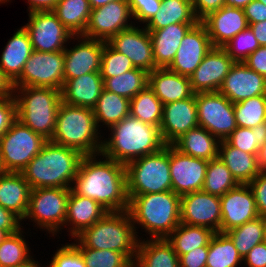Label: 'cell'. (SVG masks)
<instances>
[{
    "instance_id": "cell-32",
    "label": "cell",
    "mask_w": 266,
    "mask_h": 267,
    "mask_svg": "<svg viewBox=\"0 0 266 267\" xmlns=\"http://www.w3.org/2000/svg\"><path fill=\"white\" fill-rule=\"evenodd\" d=\"M133 267H180L179 256L167 239L138 241Z\"/></svg>"
},
{
    "instance_id": "cell-12",
    "label": "cell",
    "mask_w": 266,
    "mask_h": 267,
    "mask_svg": "<svg viewBox=\"0 0 266 267\" xmlns=\"http://www.w3.org/2000/svg\"><path fill=\"white\" fill-rule=\"evenodd\" d=\"M198 123L217 139L225 140L236 128L234 103L219 92L195 94Z\"/></svg>"
},
{
    "instance_id": "cell-33",
    "label": "cell",
    "mask_w": 266,
    "mask_h": 267,
    "mask_svg": "<svg viewBox=\"0 0 266 267\" xmlns=\"http://www.w3.org/2000/svg\"><path fill=\"white\" fill-rule=\"evenodd\" d=\"M216 138L205 128L197 126L187 131L172 145L184 154L210 161L218 157L220 140Z\"/></svg>"
},
{
    "instance_id": "cell-66",
    "label": "cell",
    "mask_w": 266,
    "mask_h": 267,
    "mask_svg": "<svg viewBox=\"0 0 266 267\" xmlns=\"http://www.w3.org/2000/svg\"><path fill=\"white\" fill-rule=\"evenodd\" d=\"M8 236V233L3 230V229H0V243Z\"/></svg>"
},
{
    "instance_id": "cell-1",
    "label": "cell",
    "mask_w": 266,
    "mask_h": 267,
    "mask_svg": "<svg viewBox=\"0 0 266 267\" xmlns=\"http://www.w3.org/2000/svg\"><path fill=\"white\" fill-rule=\"evenodd\" d=\"M96 155L83 156L72 189L89 197L108 211H127V174L124 164L109 159L97 161Z\"/></svg>"
},
{
    "instance_id": "cell-13",
    "label": "cell",
    "mask_w": 266,
    "mask_h": 267,
    "mask_svg": "<svg viewBox=\"0 0 266 267\" xmlns=\"http://www.w3.org/2000/svg\"><path fill=\"white\" fill-rule=\"evenodd\" d=\"M29 18L23 27L35 51L46 53L64 51L65 42L75 37L52 11L32 12L29 13Z\"/></svg>"
},
{
    "instance_id": "cell-6",
    "label": "cell",
    "mask_w": 266,
    "mask_h": 267,
    "mask_svg": "<svg viewBox=\"0 0 266 267\" xmlns=\"http://www.w3.org/2000/svg\"><path fill=\"white\" fill-rule=\"evenodd\" d=\"M92 108L61 102L56 127L50 141L79 151L82 155H99L102 148Z\"/></svg>"
},
{
    "instance_id": "cell-47",
    "label": "cell",
    "mask_w": 266,
    "mask_h": 267,
    "mask_svg": "<svg viewBox=\"0 0 266 267\" xmlns=\"http://www.w3.org/2000/svg\"><path fill=\"white\" fill-rule=\"evenodd\" d=\"M260 47L251 28L239 32L222 48L234 62H244L250 54Z\"/></svg>"
},
{
    "instance_id": "cell-39",
    "label": "cell",
    "mask_w": 266,
    "mask_h": 267,
    "mask_svg": "<svg viewBox=\"0 0 266 267\" xmlns=\"http://www.w3.org/2000/svg\"><path fill=\"white\" fill-rule=\"evenodd\" d=\"M242 260L232 240L225 233H214L209 241L206 267H237Z\"/></svg>"
},
{
    "instance_id": "cell-28",
    "label": "cell",
    "mask_w": 266,
    "mask_h": 267,
    "mask_svg": "<svg viewBox=\"0 0 266 267\" xmlns=\"http://www.w3.org/2000/svg\"><path fill=\"white\" fill-rule=\"evenodd\" d=\"M108 210L89 197L77 194L72 188L67 202L65 224L72 225L71 236L76 237L84 229L100 220Z\"/></svg>"
},
{
    "instance_id": "cell-69",
    "label": "cell",
    "mask_w": 266,
    "mask_h": 267,
    "mask_svg": "<svg viewBox=\"0 0 266 267\" xmlns=\"http://www.w3.org/2000/svg\"><path fill=\"white\" fill-rule=\"evenodd\" d=\"M266 6V0H258Z\"/></svg>"
},
{
    "instance_id": "cell-22",
    "label": "cell",
    "mask_w": 266,
    "mask_h": 267,
    "mask_svg": "<svg viewBox=\"0 0 266 267\" xmlns=\"http://www.w3.org/2000/svg\"><path fill=\"white\" fill-rule=\"evenodd\" d=\"M218 92L232 103L266 95V78L244 62H235Z\"/></svg>"
},
{
    "instance_id": "cell-52",
    "label": "cell",
    "mask_w": 266,
    "mask_h": 267,
    "mask_svg": "<svg viewBox=\"0 0 266 267\" xmlns=\"http://www.w3.org/2000/svg\"><path fill=\"white\" fill-rule=\"evenodd\" d=\"M16 117L15 97L0 98V137L11 127Z\"/></svg>"
},
{
    "instance_id": "cell-35",
    "label": "cell",
    "mask_w": 266,
    "mask_h": 267,
    "mask_svg": "<svg viewBox=\"0 0 266 267\" xmlns=\"http://www.w3.org/2000/svg\"><path fill=\"white\" fill-rule=\"evenodd\" d=\"M89 0H59L52 11L75 36L83 35L91 13Z\"/></svg>"
},
{
    "instance_id": "cell-57",
    "label": "cell",
    "mask_w": 266,
    "mask_h": 267,
    "mask_svg": "<svg viewBox=\"0 0 266 267\" xmlns=\"http://www.w3.org/2000/svg\"><path fill=\"white\" fill-rule=\"evenodd\" d=\"M243 10L248 24L266 20V6L258 0L251 1Z\"/></svg>"
},
{
    "instance_id": "cell-18",
    "label": "cell",
    "mask_w": 266,
    "mask_h": 267,
    "mask_svg": "<svg viewBox=\"0 0 266 267\" xmlns=\"http://www.w3.org/2000/svg\"><path fill=\"white\" fill-rule=\"evenodd\" d=\"M107 43L128 57L135 68L152 72L155 66L152 41L149 31L132 26L112 36Z\"/></svg>"
},
{
    "instance_id": "cell-64",
    "label": "cell",
    "mask_w": 266,
    "mask_h": 267,
    "mask_svg": "<svg viewBox=\"0 0 266 267\" xmlns=\"http://www.w3.org/2000/svg\"><path fill=\"white\" fill-rule=\"evenodd\" d=\"M112 1L116 0H89V4L91 6V9H94L100 6H104Z\"/></svg>"
},
{
    "instance_id": "cell-20",
    "label": "cell",
    "mask_w": 266,
    "mask_h": 267,
    "mask_svg": "<svg viewBox=\"0 0 266 267\" xmlns=\"http://www.w3.org/2000/svg\"><path fill=\"white\" fill-rule=\"evenodd\" d=\"M234 63L222 47H213L189 77L193 93L218 92Z\"/></svg>"
},
{
    "instance_id": "cell-58",
    "label": "cell",
    "mask_w": 266,
    "mask_h": 267,
    "mask_svg": "<svg viewBox=\"0 0 266 267\" xmlns=\"http://www.w3.org/2000/svg\"><path fill=\"white\" fill-rule=\"evenodd\" d=\"M21 219L12 211L5 209L0 205V229L5 230L8 234H12L20 230Z\"/></svg>"
},
{
    "instance_id": "cell-63",
    "label": "cell",
    "mask_w": 266,
    "mask_h": 267,
    "mask_svg": "<svg viewBox=\"0 0 266 267\" xmlns=\"http://www.w3.org/2000/svg\"><path fill=\"white\" fill-rule=\"evenodd\" d=\"M253 0H226V6L244 9Z\"/></svg>"
},
{
    "instance_id": "cell-45",
    "label": "cell",
    "mask_w": 266,
    "mask_h": 267,
    "mask_svg": "<svg viewBox=\"0 0 266 267\" xmlns=\"http://www.w3.org/2000/svg\"><path fill=\"white\" fill-rule=\"evenodd\" d=\"M22 236L20 229L8 234L0 243V267H15L30 259L28 245Z\"/></svg>"
},
{
    "instance_id": "cell-21",
    "label": "cell",
    "mask_w": 266,
    "mask_h": 267,
    "mask_svg": "<svg viewBox=\"0 0 266 267\" xmlns=\"http://www.w3.org/2000/svg\"><path fill=\"white\" fill-rule=\"evenodd\" d=\"M199 126L195 94L190 98L163 105L160 125L162 139L172 145L187 131Z\"/></svg>"
},
{
    "instance_id": "cell-38",
    "label": "cell",
    "mask_w": 266,
    "mask_h": 267,
    "mask_svg": "<svg viewBox=\"0 0 266 267\" xmlns=\"http://www.w3.org/2000/svg\"><path fill=\"white\" fill-rule=\"evenodd\" d=\"M130 115L147 124L160 127L163 103L147 85L130 100Z\"/></svg>"
},
{
    "instance_id": "cell-25",
    "label": "cell",
    "mask_w": 266,
    "mask_h": 267,
    "mask_svg": "<svg viewBox=\"0 0 266 267\" xmlns=\"http://www.w3.org/2000/svg\"><path fill=\"white\" fill-rule=\"evenodd\" d=\"M148 86L163 105L190 98L194 93L190 79L168 68H155L148 73Z\"/></svg>"
},
{
    "instance_id": "cell-11",
    "label": "cell",
    "mask_w": 266,
    "mask_h": 267,
    "mask_svg": "<svg viewBox=\"0 0 266 267\" xmlns=\"http://www.w3.org/2000/svg\"><path fill=\"white\" fill-rule=\"evenodd\" d=\"M64 85V51L33 50L14 87H49L62 90Z\"/></svg>"
},
{
    "instance_id": "cell-44",
    "label": "cell",
    "mask_w": 266,
    "mask_h": 267,
    "mask_svg": "<svg viewBox=\"0 0 266 267\" xmlns=\"http://www.w3.org/2000/svg\"><path fill=\"white\" fill-rule=\"evenodd\" d=\"M265 138L266 122L253 128L237 127L225 140L235 148L258 156Z\"/></svg>"
},
{
    "instance_id": "cell-37",
    "label": "cell",
    "mask_w": 266,
    "mask_h": 267,
    "mask_svg": "<svg viewBox=\"0 0 266 267\" xmlns=\"http://www.w3.org/2000/svg\"><path fill=\"white\" fill-rule=\"evenodd\" d=\"M92 109L97 127L101 121L110 128L130 115V100L103 89Z\"/></svg>"
},
{
    "instance_id": "cell-8",
    "label": "cell",
    "mask_w": 266,
    "mask_h": 267,
    "mask_svg": "<svg viewBox=\"0 0 266 267\" xmlns=\"http://www.w3.org/2000/svg\"><path fill=\"white\" fill-rule=\"evenodd\" d=\"M127 194L142 195L172 190L170 145L129 162L126 166Z\"/></svg>"
},
{
    "instance_id": "cell-48",
    "label": "cell",
    "mask_w": 266,
    "mask_h": 267,
    "mask_svg": "<svg viewBox=\"0 0 266 267\" xmlns=\"http://www.w3.org/2000/svg\"><path fill=\"white\" fill-rule=\"evenodd\" d=\"M134 68L128 57L114 50L104 41L100 66V75L102 78L116 77Z\"/></svg>"
},
{
    "instance_id": "cell-17",
    "label": "cell",
    "mask_w": 266,
    "mask_h": 267,
    "mask_svg": "<svg viewBox=\"0 0 266 267\" xmlns=\"http://www.w3.org/2000/svg\"><path fill=\"white\" fill-rule=\"evenodd\" d=\"M212 48L206 26L199 21L181 40V45L168 69L190 77Z\"/></svg>"
},
{
    "instance_id": "cell-5",
    "label": "cell",
    "mask_w": 266,
    "mask_h": 267,
    "mask_svg": "<svg viewBox=\"0 0 266 267\" xmlns=\"http://www.w3.org/2000/svg\"><path fill=\"white\" fill-rule=\"evenodd\" d=\"M136 228L128 211H108L91 227L78 234L77 248L113 250L135 262L138 246ZM134 258V260H133Z\"/></svg>"
},
{
    "instance_id": "cell-42",
    "label": "cell",
    "mask_w": 266,
    "mask_h": 267,
    "mask_svg": "<svg viewBox=\"0 0 266 267\" xmlns=\"http://www.w3.org/2000/svg\"><path fill=\"white\" fill-rule=\"evenodd\" d=\"M238 184L231 171L219 157L209 161L203 191L212 195L223 196Z\"/></svg>"
},
{
    "instance_id": "cell-10",
    "label": "cell",
    "mask_w": 266,
    "mask_h": 267,
    "mask_svg": "<svg viewBox=\"0 0 266 267\" xmlns=\"http://www.w3.org/2000/svg\"><path fill=\"white\" fill-rule=\"evenodd\" d=\"M70 191L71 188L54 187L31 189L24 219L29 218L53 235L57 234L65 224Z\"/></svg>"
},
{
    "instance_id": "cell-62",
    "label": "cell",
    "mask_w": 266,
    "mask_h": 267,
    "mask_svg": "<svg viewBox=\"0 0 266 267\" xmlns=\"http://www.w3.org/2000/svg\"><path fill=\"white\" fill-rule=\"evenodd\" d=\"M258 165L262 172H266V138L259 151Z\"/></svg>"
},
{
    "instance_id": "cell-29",
    "label": "cell",
    "mask_w": 266,
    "mask_h": 267,
    "mask_svg": "<svg viewBox=\"0 0 266 267\" xmlns=\"http://www.w3.org/2000/svg\"><path fill=\"white\" fill-rule=\"evenodd\" d=\"M31 188L21 173L6 172L0 176V205L21 220L26 216Z\"/></svg>"
},
{
    "instance_id": "cell-43",
    "label": "cell",
    "mask_w": 266,
    "mask_h": 267,
    "mask_svg": "<svg viewBox=\"0 0 266 267\" xmlns=\"http://www.w3.org/2000/svg\"><path fill=\"white\" fill-rule=\"evenodd\" d=\"M237 127L253 128L266 122V95H259L234 103Z\"/></svg>"
},
{
    "instance_id": "cell-4",
    "label": "cell",
    "mask_w": 266,
    "mask_h": 267,
    "mask_svg": "<svg viewBox=\"0 0 266 267\" xmlns=\"http://www.w3.org/2000/svg\"><path fill=\"white\" fill-rule=\"evenodd\" d=\"M128 212L134 224L148 231L151 239H166L181 223V196L172 190L160 193L128 195Z\"/></svg>"
},
{
    "instance_id": "cell-34",
    "label": "cell",
    "mask_w": 266,
    "mask_h": 267,
    "mask_svg": "<svg viewBox=\"0 0 266 267\" xmlns=\"http://www.w3.org/2000/svg\"><path fill=\"white\" fill-rule=\"evenodd\" d=\"M192 0H161L159 11L146 23V30H158L172 24H197Z\"/></svg>"
},
{
    "instance_id": "cell-14",
    "label": "cell",
    "mask_w": 266,
    "mask_h": 267,
    "mask_svg": "<svg viewBox=\"0 0 266 267\" xmlns=\"http://www.w3.org/2000/svg\"><path fill=\"white\" fill-rule=\"evenodd\" d=\"M130 17L133 16L128 0H116L94 8L82 36L107 42L120 31L133 26L130 23L128 25L127 20Z\"/></svg>"
},
{
    "instance_id": "cell-40",
    "label": "cell",
    "mask_w": 266,
    "mask_h": 267,
    "mask_svg": "<svg viewBox=\"0 0 266 267\" xmlns=\"http://www.w3.org/2000/svg\"><path fill=\"white\" fill-rule=\"evenodd\" d=\"M103 80L105 90L131 100L148 85V72L134 68L122 75Z\"/></svg>"
},
{
    "instance_id": "cell-56",
    "label": "cell",
    "mask_w": 266,
    "mask_h": 267,
    "mask_svg": "<svg viewBox=\"0 0 266 267\" xmlns=\"http://www.w3.org/2000/svg\"><path fill=\"white\" fill-rule=\"evenodd\" d=\"M243 261H245L248 267H266V241L255 245L243 257Z\"/></svg>"
},
{
    "instance_id": "cell-26",
    "label": "cell",
    "mask_w": 266,
    "mask_h": 267,
    "mask_svg": "<svg viewBox=\"0 0 266 267\" xmlns=\"http://www.w3.org/2000/svg\"><path fill=\"white\" fill-rule=\"evenodd\" d=\"M104 89L100 72H91L70 80H64L62 102L80 107L93 108Z\"/></svg>"
},
{
    "instance_id": "cell-30",
    "label": "cell",
    "mask_w": 266,
    "mask_h": 267,
    "mask_svg": "<svg viewBox=\"0 0 266 267\" xmlns=\"http://www.w3.org/2000/svg\"><path fill=\"white\" fill-rule=\"evenodd\" d=\"M7 43L0 57V69L13 83L21 75L33 48L24 27L17 30Z\"/></svg>"
},
{
    "instance_id": "cell-2",
    "label": "cell",
    "mask_w": 266,
    "mask_h": 267,
    "mask_svg": "<svg viewBox=\"0 0 266 267\" xmlns=\"http://www.w3.org/2000/svg\"><path fill=\"white\" fill-rule=\"evenodd\" d=\"M83 156L75 149L48 140L21 174L31 189L72 188Z\"/></svg>"
},
{
    "instance_id": "cell-53",
    "label": "cell",
    "mask_w": 266,
    "mask_h": 267,
    "mask_svg": "<svg viewBox=\"0 0 266 267\" xmlns=\"http://www.w3.org/2000/svg\"><path fill=\"white\" fill-rule=\"evenodd\" d=\"M208 246L197 247L179 257L180 267H206Z\"/></svg>"
},
{
    "instance_id": "cell-46",
    "label": "cell",
    "mask_w": 266,
    "mask_h": 267,
    "mask_svg": "<svg viewBox=\"0 0 266 267\" xmlns=\"http://www.w3.org/2000/svg\"><path fill=\"white\" fill-rule=\"evenodd\" d=\"M86 267H133V262L124 254L113 250L78 248Z\"/></svg>"
},
{
    "instance_id": "cell-31",
    "label": "cell",
    "mask_w": 266,
    "mask_h": 267,
    "mask_svg": "<svg viewBox=\"0 0 266 267\" xmlns=\"http://www.w3.org/2000/svg\"><path fill=\"white\" fill-rule=\"evenodd\" d=\"M218 157L239 184H248L261 172L257 155L235 148L226 140L220 141Z\"/></svg>"
},
{
    "instance_id": "cell-68",
    "label": "cell",
    "mask_w": 266,
    "mask_h": 267,
    "mask_svg": "<svg viewBox=\"0 0 266 267\" xmlns=\"http://www.w3.org/2000/svg\"><path fill=\"white\" fill-rule=\"evenodd\" d=\"M263 224H264V231H265V241H266V215L261 216Z\"/></svg>"
},
{
    "instance_id": "cell-16",
    "label": "cell",
    "mask_w": 266,
    "mask_h": 267,
    "mask_svg": "<svg viewBox=\"0 0 266 267\" xmlns=\"http://www.w3.org/2000/svg\"><path fill=\"white\" fill-rule=\"evenodd\" d=\"M209 161L192 157L170 145L172 191L180 196L203 189Z\"/></svg>"
},
{
    "instance_id": "cell-70",
    "label": "cell",
    "mask_w": 266,
    "mask_h": 267,
    "mask_svg": "<svg viewBox=\"0 0 266 267\" xmlns=\"http://www.w3.org/2000/svg\"><path fill=\"white\" fill-rule=\"evenodd\" d=\"M7 1L9 2V0H0V3H3V2L5 3Z\"/></svg>"
},
{
    "instance_id": "cell-51",
    "label": "cell",
    "mask_w": 266,
    "mask_h": 267,
    "mask_svg": "<svg viewBox=\"0 0 266 267\" xmlns=\"http://www.w3.org/2000/svg\"><path fill=\"white\" fill-rule=\"evenodd\" d=\"M248 185L255 198L258 215H266V172L261 171Z\"/></svg>"
},
{
    "instance_id": "cell-67",
    "label": "cell",
    "mask_w": 266,
    "mask_h": 267,
    "mask_svg": "<svg viewBox=\"0 0 266 267\" xmlns=\"http://www.w3.org/2000/svg\"><path fill=\"white\" fill-rule=\"evenodd\" d=\"M5 173H6V171H5L4 167H3L2 159H1V156H0V176H2Z\"/></svg>"
},
{
    "instance_id": "cell-3",
    "label": "cell",
    "mask_w": 266,
    "mask_h": 267,
    "mask_svg": "<svg viewBox=\"0 0 266 267\" xmlns=\"http://www.w3.org/2000/svg\"><path fill=\"white\" fill-rule=\"evenodd\" d=\"M112 136L102 142L100 156L125 166L140 157L155 153L166 146L160 128L131 115L112 125Z\"/></svg>"
},
{
    "instance_id": "cell-24",
    "label": "cell",
    "mask_w": 266,
    "mask_h": 267,
    "mask_svg": "<svg viewBox=\"0 0 266 267\" xmlns=\"http://www.w3.org/2000/svg\"><path fill=\"white\" fill-rule=\"evenodd\" d=\"M213 47H223L249 24L242 8L223 6L201 21Z\"/></svg>"
},
{
    "instance_id": "cell-19",
    "label": "cell",
    "mask_w": 266,
    "mask_h": 267,
    "mask_svg": "<svg viewBox=\"0 0 266 267\" xmlns=\"http://www.w3.org/2000/svg\"><path fill=\"white\" fill-rule=\"evenodd\" d=\"M249 189L248 184H238L223 196H220L221 233L239 227L259 216L255 198L252 190Z\"/></svg>"
},
{
    "instance_id": "cell-61",
    "label": "cell",
    "mask_w": 266,
    "mask_h": 267,
    "mask_svg": "<svg viewBox=\"0 0 266 267\" xmlns=\"http://www.w3.org/2000/svg\"><path fill=\"white\" fill-rule=\"evenodd\" d=\"M14 94V86L10 79L0 69V98L9 97Z\"/></svg>"
},
{
    "instance_id": "cell-59",
    "label": "cell",
    "mask_w": 266,
    "mask_h": 267,
    "mask_svg": "<svg viewBox=\"0 0 266 267\" xmlns=\"http://www.w3.org/2000/svg\"><path fill=\"white\" fill-rule=\"evenodd\" d=\"M29 13L53 11L59 0H28Z\"/></svg>"
},
{
    "instance_id": "cell-27",
    "label": "cell",
    "mask_w": 266,
    "mask_h": 267,
    "mask_svg": "<svg viewBox=\"0 0 266 267\" xmlns=\"http://www.w3.org/2000/svg\"><path fill=\"white\" fill-rule=\"evenodd\" d=\"M196 24H172L158 30H147L152 41L156 68H168L175 58L181 40Z\"/></svg>"
},
{
    "instance_id": "cell-49",
    "label": "cell",
    "mask_w": 266,
    "mask_h": 267,
    "mask_svg": "<svg viewBox=\"0 0 266 267\" xmlns=\"http://www.w3.org/2000/svg\"><path fill=\"white\" fill-rule=\"evenodd\" d=\"M48 267H86V263L82 254L73 243L63 245L58 249Z\"/></svg>"
},
{
    "instance_id": "cell-7",
    "label": "cell",
    "mask_w": 266,
    "mask_h": 267,
    "mask_svg": "<svg viewBox=\"0 0 266 267\" xmlns=\"http://www.w3.org/2000/svg\"><path fill=\"white\" fill-rule=\"evenodd\" d=\"M14 92L19 93L18 96L14 94L17 119L35 133L51 140L62 102L61 91L49 87H14Z\"/></svg>"
},
{
    "instance_id": "cell-60",
    "label": "cell",
    "mask_w": 266,
    "mask_h": 267,
    "mask_svg": "<svg viewBox=\"0 0 266 267\" xmlns=\"http://www.w3.org/2000/svg\"><path fill=\"white\" fill-rule=\"evenodd\" d=\"M260 46H266V20L259 23L249 24Z\"/></svg>"
},
{
    "instance_id": "cell-54",
    "label": "cell",
    "mask_w": 266,
    "mask_h": 267,
    "mask_svg": "<svg viewBox=\"0 0 266 267\" xmlns=\"http://www.w3.org/2000/svg\"><path fill=\"white\" fill-rule=\"evenodd\" d=\"M195 16L202 21L210 13L226 5V0H192Z\"/></svg>"
},
{
    "instance_id": "cell-9",
    "label": "cell",
    "mask_w": 266,
    "mask_h": 267,
    "mask_svg": "<svg viewBox=\"0 0 266 267\" xmlns=\"http://www.w3.org/2000/svg\"><path fill=\"white\" fill-rule=\"evenodd\" d=\"M47 141L16 119L0 137V156L5 171L21 173Z\"/></svg>"
},
{
    "instance_id": "cell-15",
    "label": "cell",
    "mask_w": 266,
    "mask_h": 267,
    "mask_svg": "<svg viewBox=\"0 0 266 267\" xmlns=\"http://www.w3.org/2000/svg\"><path fill=\"white\" fill-rule=\"evenodd\" d=\"M181 223L191 226H203L220 232L221 204L220 196L203 190L190 192L181 196Z\"/></svg>"
},
{
    "instance_id": "cell-50",
    "label": "cell",
    "mask_w": 266,
    "mask_h": 267,
    "mask_svg": "<svg viewBox=\"0 0 266 267\" xmlns=\"http://www.w3.org/2000/svg\"><path fill=\"white\" fill-rule=\"evenodd\" d=\"M132 16L139 22H148L161 6V0H128Z\"/></svg>"
},
{
    "instance_id": "cell-23",
    "label": "cell",
    "mask_w": 266,
    "mask_h": 267,
    "mask_svg": "<svg viewBox=\"0 0 266 267\" xmlns=\"http://www.w3.org/2000/svg\"><path fill=\"white\" fill-rule=\"evenodd\" d=\"M83 37V38H82ZM82 38V42L73 48L64 50V80H70L91 72H100L104 41Z\"/></svg>"
},
{
    "instance_id": "cell-36",
    "label": "cell",
    "mask_w": 266,
    "mask_h": 267,
    "mask_svg": "<svg viewBox=\"0 0 266 267\" xmlns=\"http://www.w3.org/2000/svg\"><path fill=\"white\" fill-rule=\"evenodd\" d=\"M214 233L207 227L180 223L166 239L180 257L197 247L209 246V241Z\"/></svg>"
},
{
    "instance_id": "cell-65",
    "label": "cell",
    "mask_w": 266,
    "mask_h": 267,
    "mask_svg": "<svg viewBox=\"0 0 266 267\" xmlns=\"http://www.w3.org/2000/svg\"><path fill=\"white\" fill-rule=\"evenodd\" d=\"M15 267H41V266L38 265V262L30 258L27 262L17 265Z\"/></svg>"
},
{
    "instance_id": "cell-41",
    "label": "cell",
    "mask_w": 266,
    "mask_h": 267,
    "mask_svg": "<svg viewBox=\"0 0 266 267\" xmlns=\"http://www.w3.org/2000/svg\"><path fill=\"white\" fill-rule=\"evenodd\" d=\"M225 234L232 240L242 258L246 256L255 245L265 241L264 224L261 216L231 229L225 232Z\"/></svg>"
},
{
    "instance_id": "cell-55",
    "label": "cell",
    "mask_w": 266,
    "mask_h": 267,
    "mask_svg": "<svg viewBox=\"0 0 266 267\" xmlns=\"http://www.w3.org/2000/svg\"><path fill=\"white\" fill-rule=\"evenodd\" d=\"M244 63L258 74L266 78V46H260L248 56Z\"/></svg>"
}]
</instances>
